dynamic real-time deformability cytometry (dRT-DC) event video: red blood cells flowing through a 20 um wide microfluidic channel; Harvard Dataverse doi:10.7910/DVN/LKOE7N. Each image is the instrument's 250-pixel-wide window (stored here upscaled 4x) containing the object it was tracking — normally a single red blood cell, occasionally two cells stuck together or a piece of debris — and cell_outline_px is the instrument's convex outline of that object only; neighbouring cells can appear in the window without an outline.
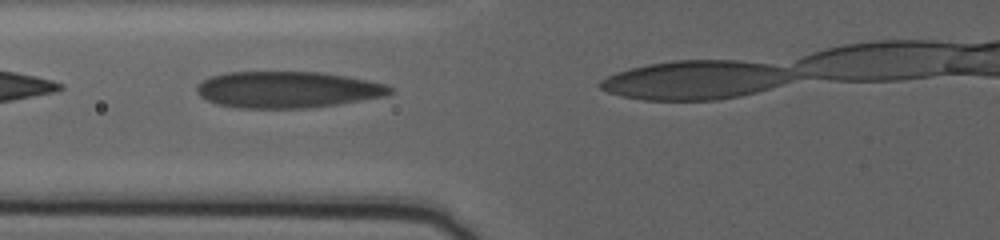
{"species": "human", "species_latin": "Homo sapiens", "temperature_condition": "warm", "stored_images_in_passage": 10, "camera_frame_rate_fps": 3000, "um_per_image_px": 0.085, "donor": {"sex": "female"}, "frame": {"image": 1, "passage_image": 5, "time_ms": 1.333, "image_size_px": [1000, 240], "cell_outline_px": [[392, 92], [380, 96], [336, 104], [308, 108], [236, 108], [216, 104], [200, 96], [196, 92], [196, 84], [212, 76], [228, 72], [320, 72], [344, 76], [384, 84], [392, 88]], "centroid_in_image_um": [24.33, 7.62], "position_along_channel_um": 101.5, "area_um2": 40.58}}
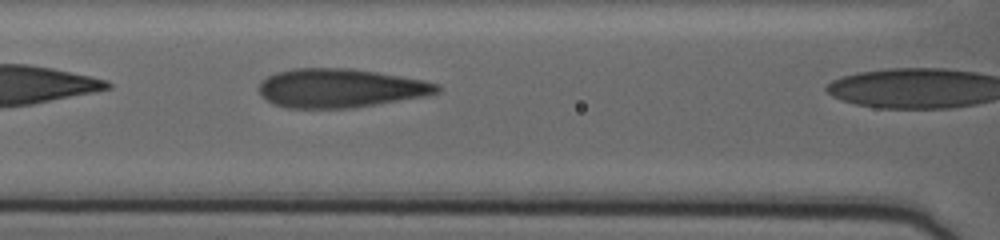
{"frame": {"image": 2, "passage_image": 9, "time_ms": 2.667, "image_size_px": [1000, 240], "cell_outline_px": [[440, 92], [424, 96], [352, 108], [284, 108], [272, 104], [260, 96], [260, 80], [276, 72], [292, 68], [348, 68], [376, 72], [420, 80], [440, 84]], "centroid_in_image_um": [28.85, 7.5], "position_along_channel_um": 137.7, "area_um2": 40.29}}